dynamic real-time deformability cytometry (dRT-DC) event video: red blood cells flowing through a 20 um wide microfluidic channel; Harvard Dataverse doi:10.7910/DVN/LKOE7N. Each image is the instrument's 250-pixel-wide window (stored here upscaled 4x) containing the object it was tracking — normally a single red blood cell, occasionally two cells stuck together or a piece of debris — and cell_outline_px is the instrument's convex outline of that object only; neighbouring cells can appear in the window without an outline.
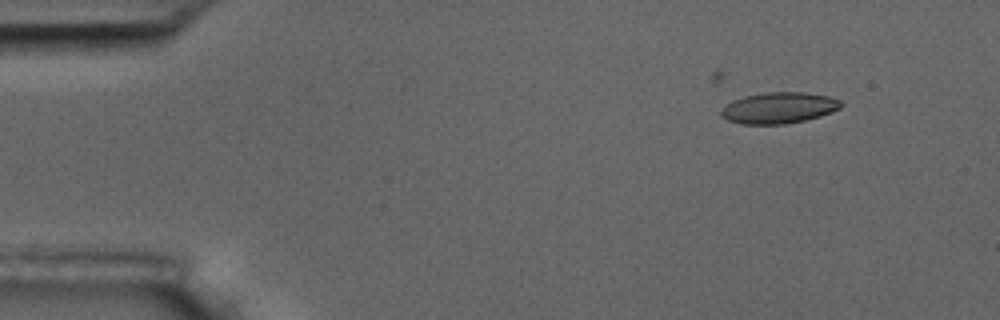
{"species": "common noctule bat (a hibernating species)", "species_latin": "Nyctalus noctula", "temperature_condition": "room temperature", "stored_images_in_passage": 6, "camera_frame_rate_fps": 3000, "um_per_image_px": 0.085, "animal": {"sex": "male", "body_mass_g": 17.5, "forearm_length_mm": 52.3}, "frame": {"image": 1, "passage_image": 3, "time_ms": 3.333, "image_size_px": [1000, 320], "cell_outline_px": [[844, 104], [840, 108], [832, 112], [820, 116], [804, 120], [784, 124], [740, 124], [728, 120], [720, 116], [720, 112], [732, 100], [744, 96], [764, 92], [804, 92], [828, 96], [840, 100]], "centroid_in_image_um": [66.21, 9.16], "position_along_channel_um": 18.8, "area_um2": 21.79}}
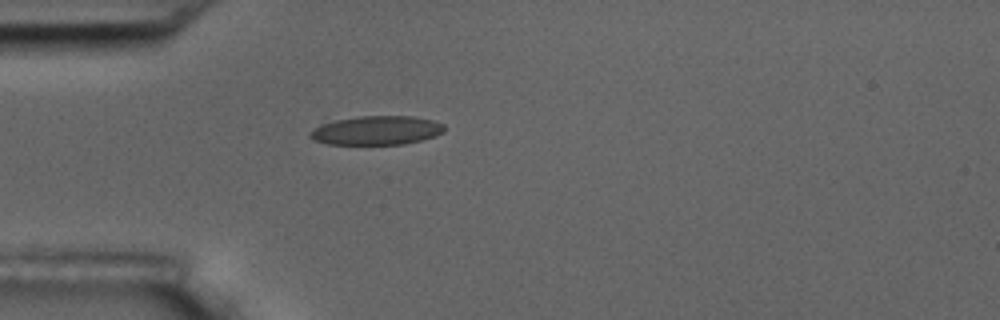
{"frame": {"image": 2, "passage_image": 6, "time_ms": 6.667, "image_size_px": [1000, 320], "cell_outline_px": [[444, 132], [436, 136], [404, 144], [328, 144], [312, 140], [308, 136], [320, 124], [336, 120], [360, 116], [412, 116], [432, 120], [444, 124]], "centroid_in_image_um": [32.02, 11.08], "position_along_channel_um": 53.0, "area_um2": 22.54}}